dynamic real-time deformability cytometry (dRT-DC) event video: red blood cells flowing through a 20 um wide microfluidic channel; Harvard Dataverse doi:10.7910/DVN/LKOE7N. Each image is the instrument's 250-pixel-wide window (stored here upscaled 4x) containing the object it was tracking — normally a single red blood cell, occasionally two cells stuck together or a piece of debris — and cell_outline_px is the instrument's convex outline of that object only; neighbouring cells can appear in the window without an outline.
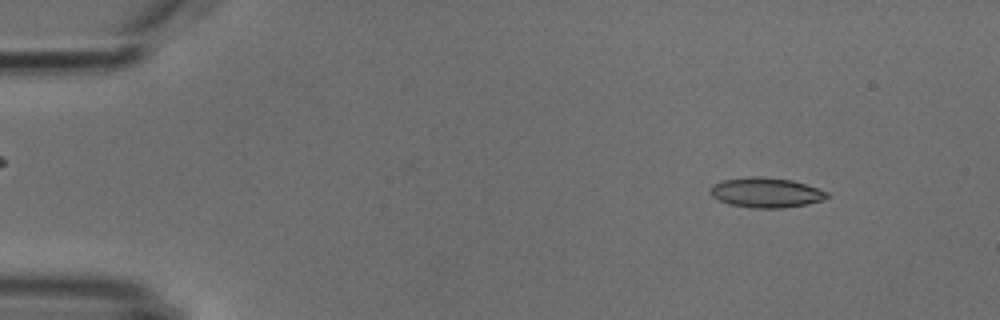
{"species": "common noctule bat (a hibernating species)", "species_latin": "Nyctalus noctula", "temperature_condition": "cold", "stored_images_in_passage": 4, "camera_frame_rate_fps": 3000, "um_per_image_px": 0.085, "animal": {"sex": "male", "body_mass_g": 18.8}, "frame": {"image": 1, "passage_image": 1, "time_ms": 0.0, "image_size_px": [1000, 320], "cell_outline_px": [[828, 196], [820, 200], [804, 204], [784, 208], [752, 208], [728, 204], [712, 196], [712, 184], [724, 180], [752, 176], [760, 176], [792, 180], [828, 192]], "centroid_in_image_um": [65.08, 16.37], "position_along_channel_um": 19.9, "area_um2": 20.0}}
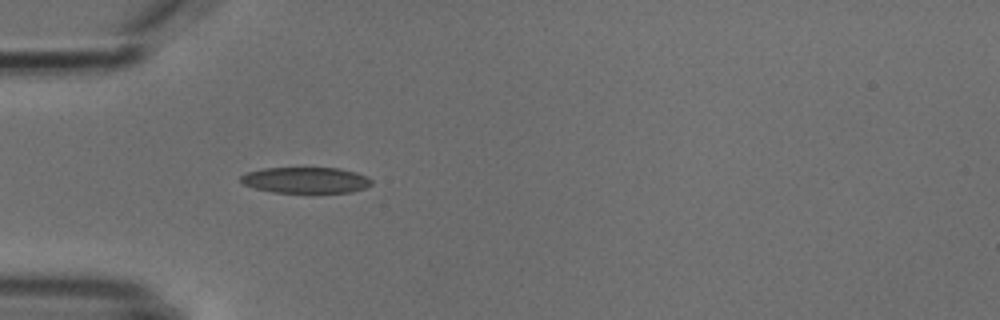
{"frame": {"image": 2, "passage_image": 4, "time_ms": 3.333, "image_size_px": [1000, 320], "cell_outline_px": [[372, 184], [364, 188], [352, 192], [312, 196], [272, 192], [256, 188], [244, 184], [240, 180], [240, 176], [248, 172], [264, 168], [340, 168], [356, 172], [372, 180]], "centroid_in_image_um": [26.02, 15.37], "position_along_channel_um": 59.0, "area_um2": 20.75}}